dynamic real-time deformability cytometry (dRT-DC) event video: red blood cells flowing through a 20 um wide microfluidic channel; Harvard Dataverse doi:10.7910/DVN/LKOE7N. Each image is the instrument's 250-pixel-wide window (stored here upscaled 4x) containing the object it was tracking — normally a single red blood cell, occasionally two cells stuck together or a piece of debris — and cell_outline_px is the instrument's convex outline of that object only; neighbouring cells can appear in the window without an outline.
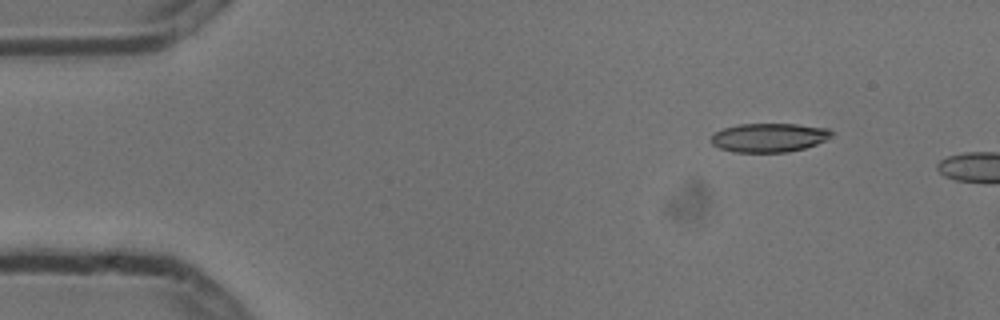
{"species": "common noctule bat (a hibernating species)", "species_latin": "Nyctalus noctula", "temperature_condition": "cold", "stored_images_in_passage": 2, "camera_frame_rate_fps": 3000, "um_per_image_px": 0.085, "animal": {"sex": "male", "body_mass_g": 13.3}, "frame": {"image": 1, "passage_image": 1, "time_ms": 0.0, "image_size_px": [1000, 320], "cell_outline_px": [[836, 132], [832, 136], [816, 144], [804, 148], [788, 152], [736, 152], [720, 148], [712, 144], [712, 136], [716, 132], [724, 128], [740, 124], [796, 124], [828, 128]], "centroid_in_image_um": [65.42, 11.69], "position_along_channel_um": 19.6, "area_um2": 20.17}}